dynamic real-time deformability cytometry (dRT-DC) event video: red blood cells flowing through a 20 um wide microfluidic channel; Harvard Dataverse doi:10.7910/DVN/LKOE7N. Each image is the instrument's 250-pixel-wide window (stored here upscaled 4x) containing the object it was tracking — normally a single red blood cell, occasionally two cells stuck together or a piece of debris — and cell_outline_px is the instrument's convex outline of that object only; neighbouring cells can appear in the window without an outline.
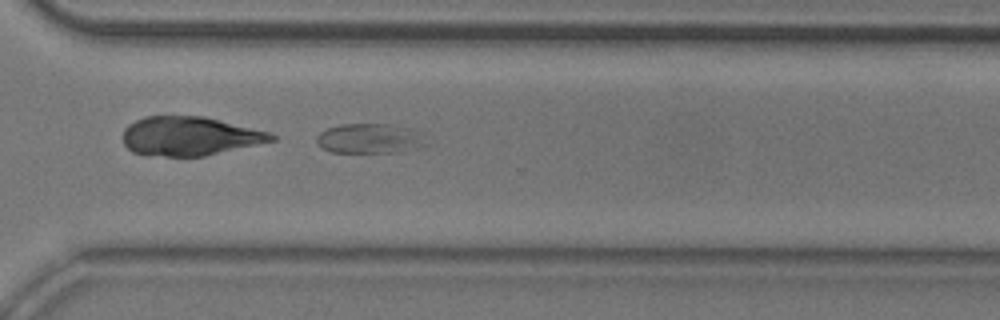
{"species": "common noctule bat (a hibernating species)", "species_latin": "Nyctalus noctula", "temperature_condition": "room temperature", "stored_images_in_passage": 34, "camera_frame_rate_fps": 3000, "um_per_image_px": 0.085, "animal": {"sex": "male", "body_mass_g": 20.5, "forearm_length_mm": 52.5}, "frame": {"image": 1, "passage_image": 24, "time_ms": 7.667, "image_size_px": [1000, 320], "cell_outline_px": [[432, 144], [420, 148], [392, 152], [332, 152], [320, 148], [316, 144], [316, 136], [320, 132], [328, 128], [340, 124], [396, 124], [416, 128]], "centroid_in_image_um": [31.51, 11.76], "position_along_channel_um": 339.1, "area_um2": 19.71}}